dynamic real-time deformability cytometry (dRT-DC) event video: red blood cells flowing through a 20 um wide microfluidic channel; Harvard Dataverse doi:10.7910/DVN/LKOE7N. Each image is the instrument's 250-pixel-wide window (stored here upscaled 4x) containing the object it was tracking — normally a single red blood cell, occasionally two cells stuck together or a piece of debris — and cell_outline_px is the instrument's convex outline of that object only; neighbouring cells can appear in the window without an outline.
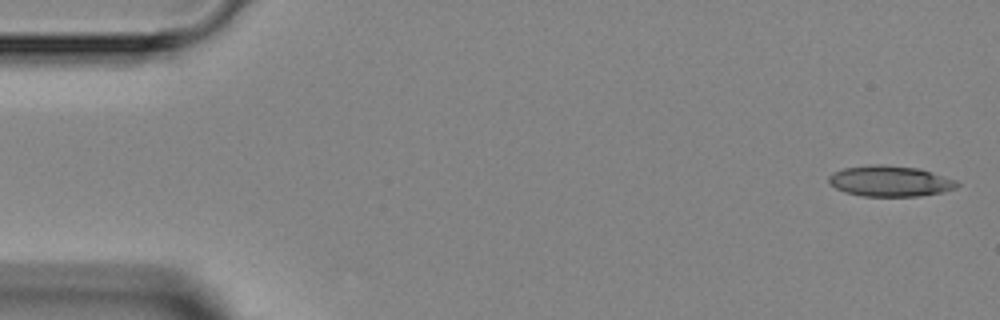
{"species": "Egyptian fruit bat (a non-hibernating species)", "species_latin": "Rousettus aegyptiacus", "temperature_condition": "room temperature", "stored_images_in_passage": 5, "segment_of_instrument_passage": [1, 2], "camera_frame_rate_fps": 3000, "um_per_image_px": 0.085, "animal": {"sex": "female"}, "frame": {"image": 1, "passage_image": 1, "time_ms": 0.0, "image_size_px": [1000, 320], "cell_outline_px": [[960, 184], [956, 188], [944, 192], [920, 196], [864, 196], [844, 192], [836, 188], [828, 180], [828, 176], [832, 172], [844, 168], [868, 164], [884, 164], [920, 168], [956, 180]], "centroid_in_image_um": [75.66, 15.38], "position_along_channel_um": 9.3, "area_um2": 23.24}}